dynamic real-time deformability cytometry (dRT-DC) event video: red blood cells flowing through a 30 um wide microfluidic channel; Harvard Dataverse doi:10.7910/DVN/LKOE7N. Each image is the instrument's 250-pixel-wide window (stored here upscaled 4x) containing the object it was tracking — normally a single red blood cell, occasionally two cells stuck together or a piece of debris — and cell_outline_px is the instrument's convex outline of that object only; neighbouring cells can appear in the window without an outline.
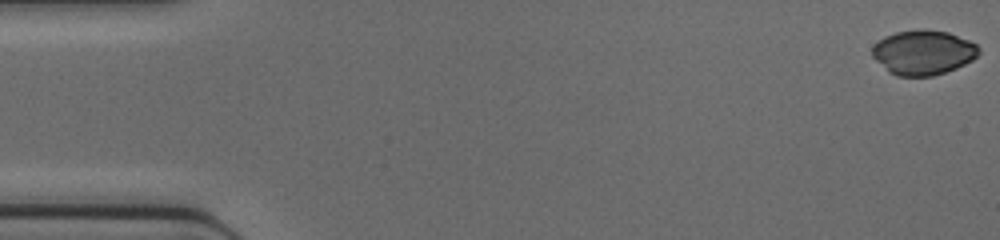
{"species": "common noctule bat (a hibernating species)", "species_latin": "Nyctalus noctula", "temperature_condition": "cold", "stored_images_in_passage": 46, "camera_frame_rate_fps": 3000, "um_per_image_px": 0.085, "animal": {"sex": "female", "body_mass_g": 17.0, "forearm_length_mm": 48.0}, "frame": {"image": 1, "passage_image": 1, "time_ms": 0.0, "image_size_px": [1000, 240], "cell_outline_px": [[980, 52], [972, 60], [956, 68], [932, 76], [896, 76], [888, 72], [872, 56], [872, 48], [884, 36], [896, 32], [920, 28], [924, 28], [948, 32], [968, 40], [976, 44], [980, 48]], "centroid_in_image_um": [78.47, 4.45], "position_along_channel_um": 6.5, "area_um2": 27.8}}
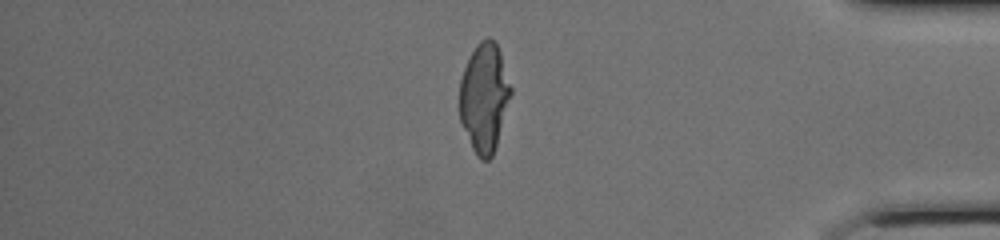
{"frame": {"image": 2, "passage_image": 39, "time_ms": 12.667, "image_size_px": [1000, 240], "cell_outline_px": [[512, 92], [496, 144], [492, 156], [488, 160], [480, 160], [476, 156], [472, 148], [460, 120], [460, 80], [464, 68], [476, 44], [480, 40], [488, 36], [496, 40], [512, 88]], "centroid_in_image_um": [41.16, 8.26], "position_along_channel_um": 394.0, "area_um2": 32.37}}
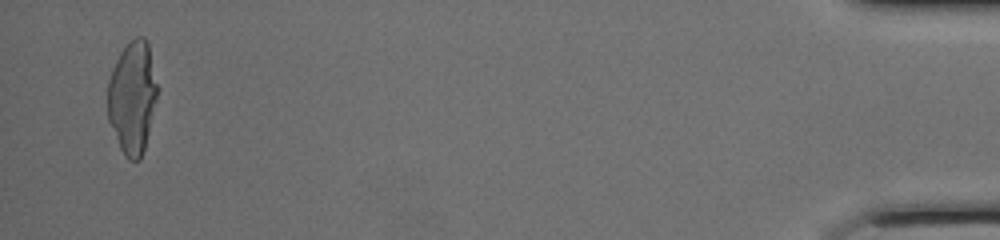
{"frame": {"image": 3, "passage_image": 45, "time_ms": 14.667, "image_size_px": [1000, 240], "cell_outline_px": [[156, 96], [144, 148], [140, 160], [128, 160], [124, 156], [120, 148], [108, 120], [108, 80], [112, 68], [120, 52], [136, 36], [144, 36], [148, 44], [156, 84]], "centroid_in_image_um": [11.21, 8.28], "position_along_channel_um": 424.0, "area_um2": 31.85}}